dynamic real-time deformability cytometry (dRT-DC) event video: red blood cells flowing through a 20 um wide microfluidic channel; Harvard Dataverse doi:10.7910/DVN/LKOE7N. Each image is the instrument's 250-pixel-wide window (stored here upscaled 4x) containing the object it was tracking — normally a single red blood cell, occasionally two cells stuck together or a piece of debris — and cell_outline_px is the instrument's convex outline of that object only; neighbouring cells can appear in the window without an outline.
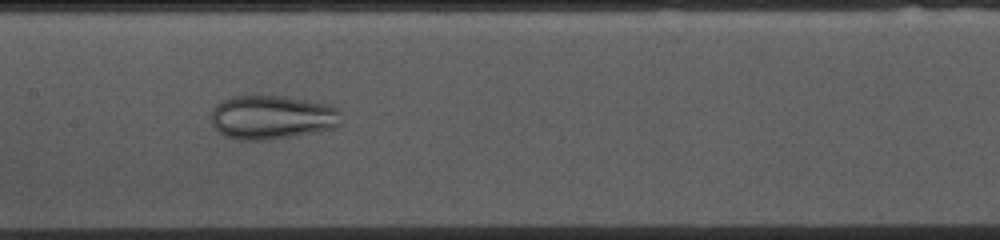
{"species": "common noctule bat (a hibernating species)", "species_latin": "Nyctalus noctula", "temperature_condition": "cold", "stored_images_in_passage": 52, "camera_frame_rate_fps": 3000, "um_per_image_px": 0.085, "animal": {"sex": "female", "body_mass_g": 10.0, "forearm_length_mm": 53.1}, "frame": {"image": 1, "passage_image": 24, "time_ms": 7.667, "image_size_px": [1000, 240], "cell_outline_px": [[340, 124], [336, 128], [296, 136], [264, 140], [240, 140], [224, 136], [212, 124], [212, 108], [216, 104], [232, 96], [288, 96], [328, 104], [336, 108], [340, 112]], "centroid_in_image_um": [23.14, 9.97], "position_along_channel_um": 184.3, "area_um2": 33.52}}
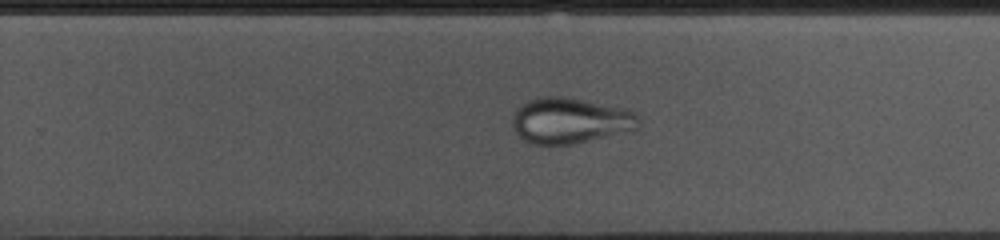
{"frame": {"image": 2, "passage_image": 32, "time_ms": 10.333, "image_size_px": [1000, 240], "cell_outline_px": [[640, 128], [572, 144], [532, 144], [524, 140], [512, 128], [512, 116], [516, 108], [520, 104], [528, 100], [540, 96], [568, 96], [632, 108], [640, 116]], "centroid_in_image_um": [48.5, 10.21], "position_along_channel_um": 281.3, "area_um2": 34.51}}
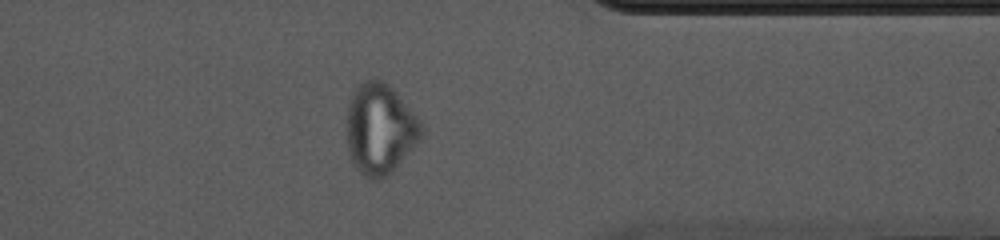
{"frame": {"image": 3, "passage_image": 41, "time_ms": 13.333, "image_size_px": [1000, 240], "cell_outline_px": [[424, 132], [420, 140], [392, 172], [384, 180], [372, 180], [360, 172], [356, 168], [348, 152], [344, 120], [348, 104], [352, 92], [364, 80], [384, 80], [392, 88], [424, 124]], "centroid_in_image_um": [32.28, 10.98], "position_along_channel_um": 379.1, "area_um2": 40.17}}